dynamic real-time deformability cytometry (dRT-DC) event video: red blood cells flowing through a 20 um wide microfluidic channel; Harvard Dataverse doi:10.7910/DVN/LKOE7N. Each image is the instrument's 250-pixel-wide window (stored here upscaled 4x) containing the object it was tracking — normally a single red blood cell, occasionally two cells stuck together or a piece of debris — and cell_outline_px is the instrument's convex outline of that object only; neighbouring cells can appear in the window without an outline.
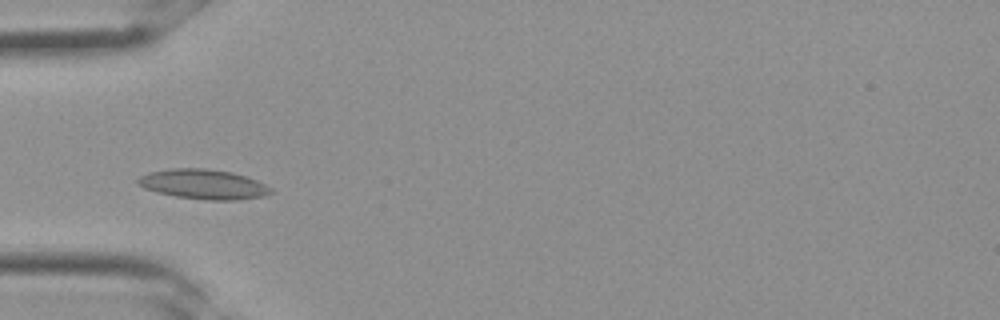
{"species": "Egyptian fruit bat (a non-hibernating species)", "species_latin": "Rousettus aegyptiacus", "temperature_condition": "room temperature", "stored_images_in_passage": 25, "camera_frame_rate_fps": 3000, "um_per_image_px": 0.085, "frame": {"image": 1, "passage_image": 2, "time_ms": 0.333, "image_size_px": [1000, 320], "cell_outline_px": [[276, 192], [260, 196], [236, 200], [208, 200], [176, 196], [156, 192], [144, 188], [136, 184], [136, 180], [140, 176], [148, 172], [168, 168], [208, 168], [232, 172], [256, 180], [272, 188]], "centroid_in_image_um": [17.25, 15.65], "position_along_channel_um": 67.7, "area_um2": 23.18}}
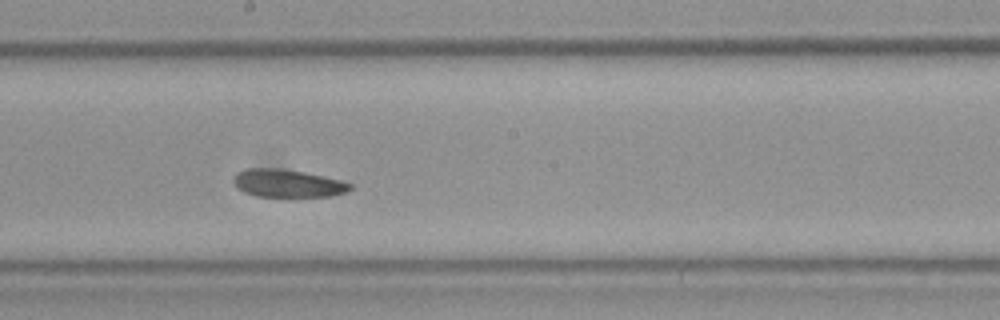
{"frame": {"image": 2, "passage_image": 10, "time_ms": 3.0, "image_size_px": [1000, 320], "cell_outline_px": [[352, 188], [344, 192], [332, 196], [256, 196], [244, 192], [236, 188], [232, 180], [232, 176], [236, 172], [244, 168], [280, 168], [304, 172], [344, 180], [352, 184]], "centroid_in_image_um": [24.4, 15.56], "position_along_channel_um": 223.8, "area_um2": 19.13}}
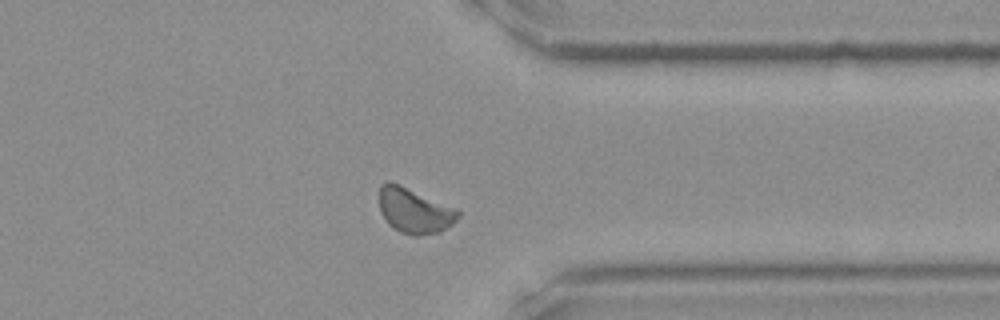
{"frame": {"image": 3, "passage_image": 18, "time_ms": 5.667, "image_size_px": [1000, 320], "cell_outline_px": [[460, 216], [452, 224], [440, 232], [416, 236], [412, 236], [400, 232], [392, 228], [388, 224], [380, 212], [380, 184], [388, 180], [400, 184], [456, 208], [460, 212]], "centroid_in_image_um": [35.21, 17.91], "position_along_channel_um": 376.2, "area_um2": 20.92}}